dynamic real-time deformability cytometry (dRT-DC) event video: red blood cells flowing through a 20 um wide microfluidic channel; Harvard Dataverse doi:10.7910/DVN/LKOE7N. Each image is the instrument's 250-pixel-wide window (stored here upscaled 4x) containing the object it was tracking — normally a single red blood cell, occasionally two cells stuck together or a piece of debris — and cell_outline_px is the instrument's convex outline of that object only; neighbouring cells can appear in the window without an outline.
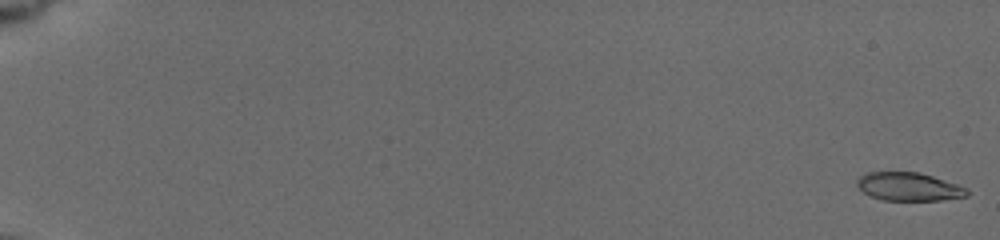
{"species": "common noctule bat (a hibernating species)", "species_latin": "Nyctalus noctula", "temperature_condition": "cold", "stored_images_in_passage": 40, "camera_frame_rate_fps": 3000, "um_per_image_px": 0.085, "animal": {"sex": "female", "body_mass_g": 19.5, "forearm_length_mm": 54.1}, "frame": {"image": 1, "passage_image": 1, "time_ms": 0.0, "image_size_px": [1000, 240], "cell_outline_px": [[968, 196], [940, 200], [884, 200], [872, 196], [864, 192], [856, 184], [856, 180], [860, 176], [868, 172], [920, 172], [968, 188]], "centroid_in_image_um": [77.25, 15.86], "position_along_channel_um": 7.7, "area_um2": 17.98}}
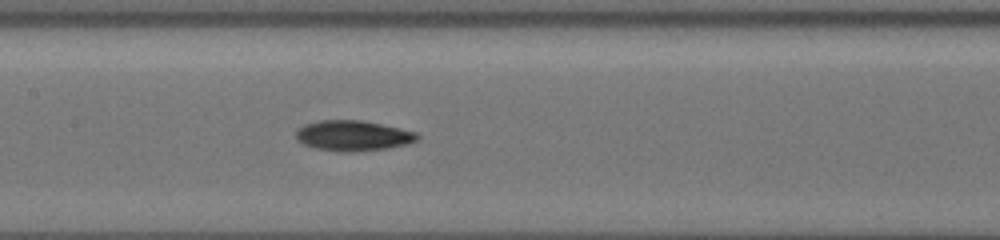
{"frame": {"image": 2, "passage_image": 23, "time_ms": 10.0, "image_size_px": [1000, 240], "cell_outline_px": [[420, 136], [416, 140], [408, 144], [388, 148], [356, 152], [336, 152], [316, 148], [304, 144], [296, 140], [296, 132], [304, 124], [320, 120], [360, 120], [400, 128], [416, 132]], "centroid_in_image_um": [30.0, 11.54], "position_along_channel_um": 177.4, "area_um2": 21.56}}
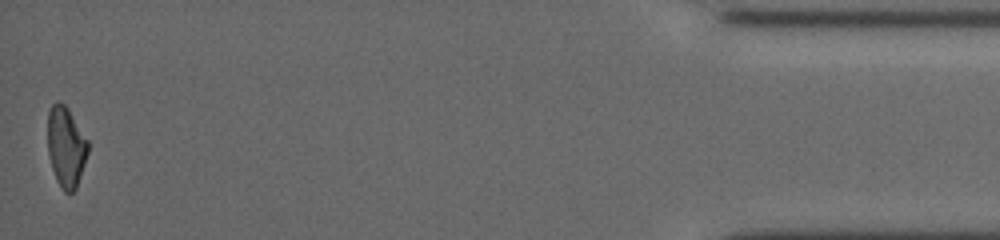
{"frame": {"image": 3, "passage_image": 40, "time_ms": 18.667, "image_size_px": [1000, 240], "cell_outline_px": [[88, 152], [76, 188], [72, 192], [64, 192], [56, 180], [52, 168], [48, 152], [48, 112], [52, 104], [56, 100], [64, 104], [68, 108], [88, 140]], "centroid_in_image_um": [5.6, 12.46], "position_along_channel_um": 429.6, "area_um2": 18.79}, "authors_computed_cell_mechanics": {"area_um2": 20.0855, "velocity_mm_per_s": 3.7718, "shape_relaxation_time_tau1_ms": 3.7117, "shape_relaxation_time_tau2_ms": 9.6412, "deformation_change_tau1": 0.1597, "deformation_change_tau2": 0.1642}}